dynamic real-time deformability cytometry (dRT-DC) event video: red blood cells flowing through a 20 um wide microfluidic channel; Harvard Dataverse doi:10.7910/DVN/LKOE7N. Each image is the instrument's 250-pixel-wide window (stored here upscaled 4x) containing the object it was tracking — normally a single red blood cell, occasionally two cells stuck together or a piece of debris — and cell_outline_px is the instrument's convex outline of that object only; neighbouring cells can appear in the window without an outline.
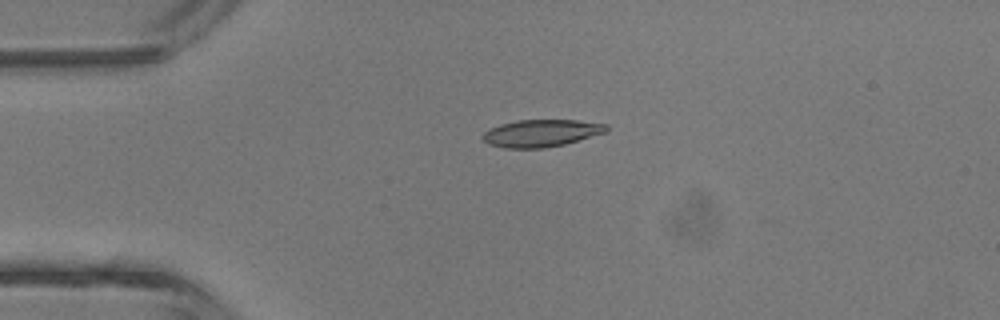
{"species": "common noctule bat (a hibernating species)", "species_latin": "Nyctalus noctula", "temperature_condition": "room temperature", "stored_images_in_passage": 2, "camera_frame_rate_fps": 3000, "um_per_image_px": 0.085, "animal": {"sex": "male", "body_mass_g": 13.3}, "frame": {"image": 1, "passage_image": 1, "time_ms": 0.0, "image_size_px": [1000, 320], "cell_outline_px": [[608, 132], [564, 144], [544, 148], [504, 148], [488, 144], [480, 136], [488, 128], [500, 124], [516, 120], [576, 120], [608, 124]], "centroid_in_image_um": [45.99, 11.31], "position_along_channel_um": 39.0, "area_um2": 19.83}}